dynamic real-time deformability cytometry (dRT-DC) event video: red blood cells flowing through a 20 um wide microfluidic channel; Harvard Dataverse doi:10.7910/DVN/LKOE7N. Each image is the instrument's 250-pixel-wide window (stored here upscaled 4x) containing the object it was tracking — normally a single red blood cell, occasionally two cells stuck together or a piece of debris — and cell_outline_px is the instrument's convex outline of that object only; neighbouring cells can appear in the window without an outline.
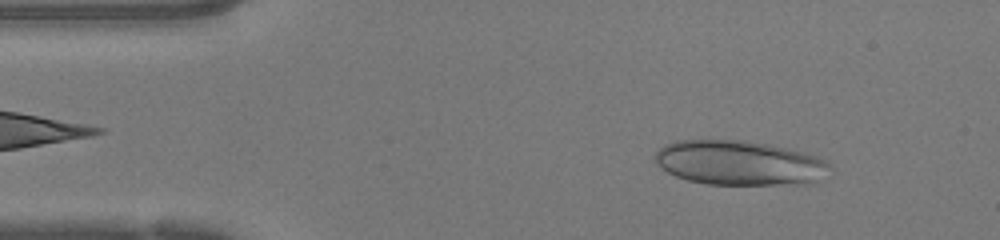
{"species": "human", "species_latin": "Homo sapiens", "temperature_condition": "warm", "stored_images_in_passage": 44, "camera_frame_rate_fps": 3000, "um_per_image_px": 0.085, "donor": {"sex": "female"}, "frame": {"image": 1, "passage_image": 4, "time_ms": 1.0, "image_size_px": [1000, 240], "cell_outline_px": [[832, 168], [816, 180], [808, 184], [708, 184], [688, 180], [676, 176], [668, 172], [656, 164], [656, 152], [664, 144], [676, 140], [744, 140], [804, 152], [816, 156], [824, 160]], "centroid_in_image_um": [62.81, 13.84], "position_along_channel_um": 22.2, "area_um2": 45.03}}
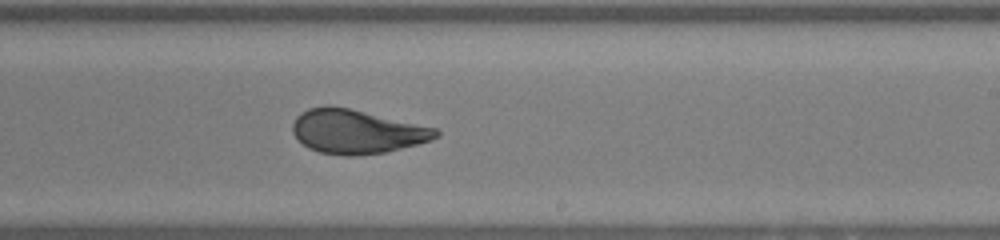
{"frame": {"image": 2, "passage_image": 25, "time_ms": 8.0, "image_size_px": [1000, 240], "cell_outline_px": [[440, 136], [432, 140], [384, 152], [352, 156], [344, 156], [320, 152], [308, 148], [292, 132], [292, 124], [296, 116], [300, 112], [308, 108], [328, 104], [348, 108], [436, 128], [440, 132]], "centroid_in_image_um": [30.28, 11.17], "position_along_channel_um": 258.7, "area_um2": 36.59}}
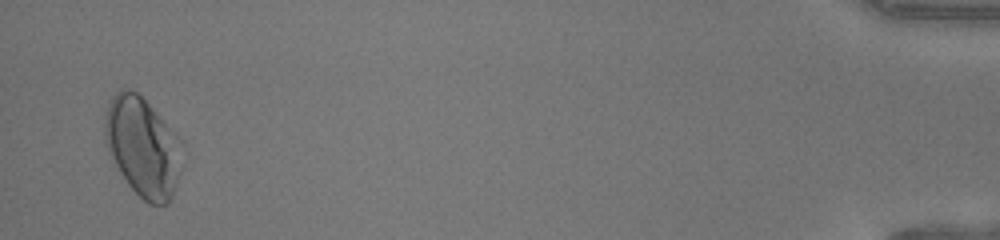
{"frame": {"image": 3, "passage_image": 43, "time_ms": 14.0, "image_size_px": [1000, 240], "cell_outline_px": [[184, 144], [176, 180], [172, 196], [164, 204], [148, 204], [128, 184], [120, 172], [108, 152], [104, 140], [104, 116], [108, 104], [112, 96], [120, 88], [128, 88], [136, 92], [184, 140]], "centroid_in_image_um": [12.11, 12.44], "position_along_channel_um": 423.1, "area_um2": 44.62}}